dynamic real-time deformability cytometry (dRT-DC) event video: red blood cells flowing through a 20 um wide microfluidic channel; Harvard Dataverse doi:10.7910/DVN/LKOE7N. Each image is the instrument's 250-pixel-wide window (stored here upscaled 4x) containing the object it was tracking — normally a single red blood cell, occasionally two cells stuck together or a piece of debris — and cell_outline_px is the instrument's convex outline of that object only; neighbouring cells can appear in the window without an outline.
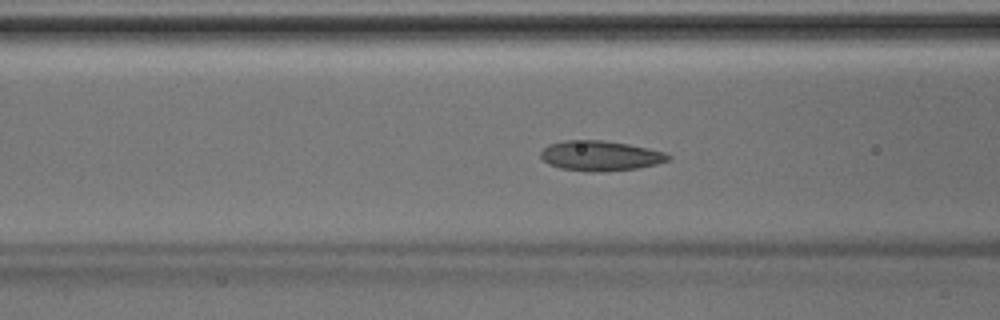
{"species": "Egyptian fruit bat (a non-hibernating species)", "species_latin": "Rousettus aegyptiacus", "temperature_condition": "room temperature", "stored_images_in_passage": 45, "camera_frame_rate_fps": 3000, "um_per_image_px": 0.085, "animal": {"sex": "male"}, "frame": {"image": 1, "passage_image": 18, "time_ms": 5.667, "image_size_px": [1000, 320], "cell_outline_px": [[672, 156], [668, 160], [656, 164], [636, 168], [592, 172], [588, 172], [560, 168], [548, 164], [540, 156], [540, 152], [548, 144], [564, 140], [604, 140], [628, 144], [648, 148], [664, 152]], "centroid_in_image_um": [50.99, 13.23], "position_along_channel_um": 115.6, "area_um2": 22.25}}
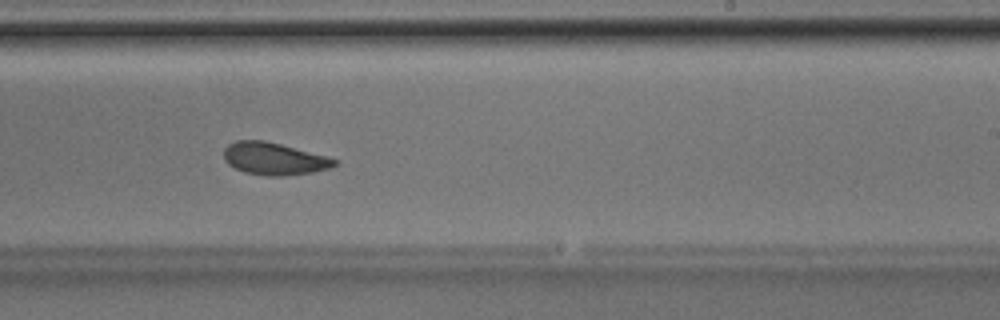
{"frame": {"image": 2, "passage_image": 28, "time_ms": 9.0, "image_size_px": [1000, 320], "cell_outline_px": [[336, 164], [328, 168], [312, 172], [284, 176], [268, 176], [244, 172], [228, 164], [224, 160], [224, 148], [228, 144], [236, 140], [264, 140], [328, 156], [336, 160]], "centroid_in_image_um": [23.26, 13.48], "position_along_channel_um": 265.7, "area_um2": 20.75}}
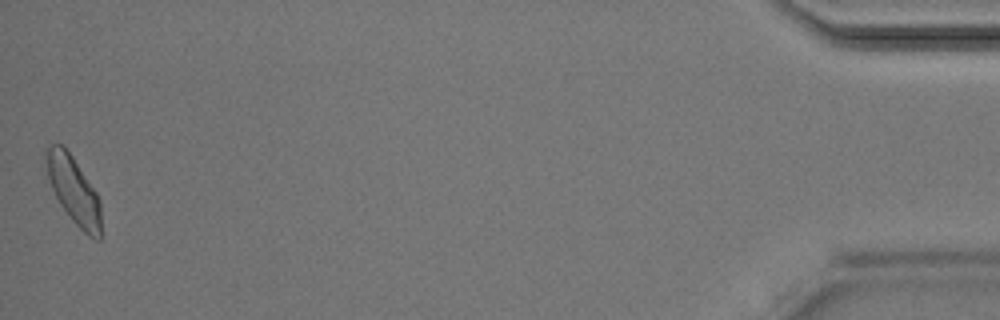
{"frame": {"image": 3, "passage_image": 45, "time_ms": 14.667, "image_size_px": [1000, 320], "cell_outline_px": [[100, 240], [96, 240], [88, 236], [72, 220], [60, 204], [52, 188], [48, 176], [44, 152], [52, 144], [64, 144], [96, 192], [100, 200]], "centroid_in_image_um": [6.25, 16.15], "position_along_channel_um": 428.9, "area_um2": 21.21}}